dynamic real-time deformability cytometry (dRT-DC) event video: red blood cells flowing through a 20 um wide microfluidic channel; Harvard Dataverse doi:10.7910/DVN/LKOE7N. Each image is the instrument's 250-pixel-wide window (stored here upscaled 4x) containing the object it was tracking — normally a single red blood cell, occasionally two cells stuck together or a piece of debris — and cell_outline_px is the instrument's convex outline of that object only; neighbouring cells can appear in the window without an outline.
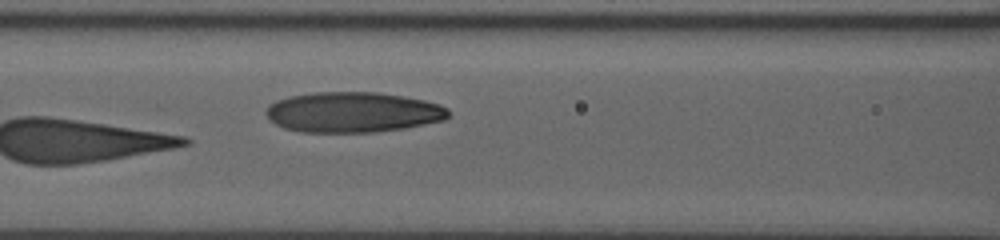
{"species": "human", "species_latin": "Homo sapiens", "temperature_condition": "room temperature", "stored_images_in_passage": 6, "camera_frame_rate_fps": 3000, "um_per_image_px": 0.085, "donor": {"sex": "male"}, "frame": {"image": 1, "passage_image": 6, "time_ms": 5.333, "image_size_px": [1000, 240], "cell_outline_px": [[448, 116], [444, 120], [404, 128], [372, 132], [300, 132], [284, 128], [276, 124], [264, 112], [268, 104], [276, 100], [288, 96], [312, 92], [376, 92], [404, 96], [424, 100], [440, 104], [448, 108]], "centroid_in_image_um": [29.97, 9.53], "position_along_channel_um": 136.6, "area_um2": 43.06}}